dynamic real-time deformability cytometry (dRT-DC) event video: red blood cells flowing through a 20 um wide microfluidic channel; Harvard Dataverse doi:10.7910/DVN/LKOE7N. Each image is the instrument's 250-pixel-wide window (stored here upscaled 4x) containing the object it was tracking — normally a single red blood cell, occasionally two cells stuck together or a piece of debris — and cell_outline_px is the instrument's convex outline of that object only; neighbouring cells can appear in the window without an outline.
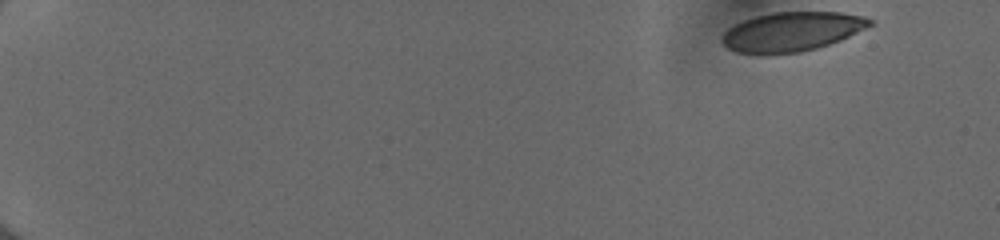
{"species": "human", "species_latin": "Homo sapiens", "temperature_condition": "cold", "stored_images_in_passage": 49, "camera_frame_rate_fps": 3000, "um_per_image_px": 0.085, "donor": {"sex": "female"}, "frame": {"image": 1, "passage_image": 1, "time_ms": 0.0, "image_size_px": [1000, 240], "cell_outline_px": [[872, 24], [840, 40], [816, 48], [800, 52], [736, 52], [728, 48], [720, 40], [720, 36], [728, 28], [744, 20], [756, 16], [772, 12], [840, 12], [864, 16], [872, 20]], "centroid_in_image_um": [67.29, 2.66], "position_along_channel_um": 17.7, "area_um2": 33.12}}
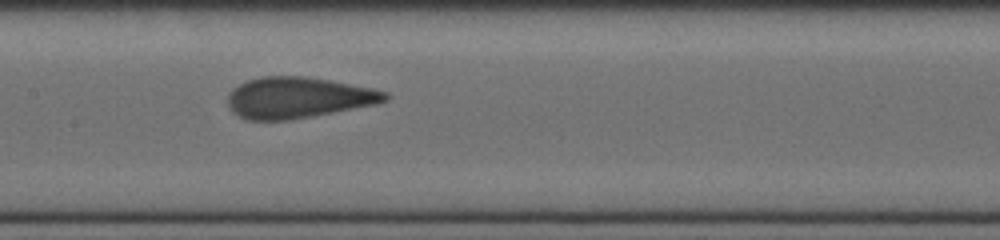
{"frame": {"image": 2, "passage_image": 26, "time_ms": 8.333, "image_size_px": [1000, 240], "cell_outline_px": [[392, 96], [388, 100], [376, 104], [312, 116], [288, 120], [248, 120], [232, 112], [228, 108], [228, 92], [232, 88], [248, 80], [260, 76], [304, 76], [328, 80], [372, 88], [388, 92]], "centroid_in_image_um": [25.33, 8.3], "position_along_channel_um": 182.1, "area_um2": 37.69}}
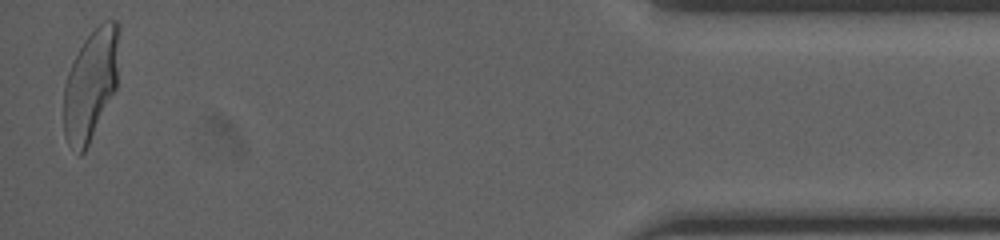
{"frame": {"image": 3, "passage_image": 49, "time_ms": 16.0, "image_size_px": [1000, 240], "cell_outline_px": [[120, 28], [116, 88], [84, 152], [80, 156], [68, 144], [64, 136], [64, 84], [68, 72], [84, 40], [104, 20], [116, 20], [120, 24]], "centroid_in_image_um": [7.72, 7.17], "position_along_channel_um": 427.5, "area_um2": 35.49}, "authors_computed_cell_mechanics": {"area_um2": 37.0498, "velocity_mm_per_s": 4.016, "shape_relaxation_time_tau1_ms": 3.673, "shape_relaxation_time_tau2_ms": null, "deformation_change_tau1": 0.1588, "deformation_change_tau2": null}}